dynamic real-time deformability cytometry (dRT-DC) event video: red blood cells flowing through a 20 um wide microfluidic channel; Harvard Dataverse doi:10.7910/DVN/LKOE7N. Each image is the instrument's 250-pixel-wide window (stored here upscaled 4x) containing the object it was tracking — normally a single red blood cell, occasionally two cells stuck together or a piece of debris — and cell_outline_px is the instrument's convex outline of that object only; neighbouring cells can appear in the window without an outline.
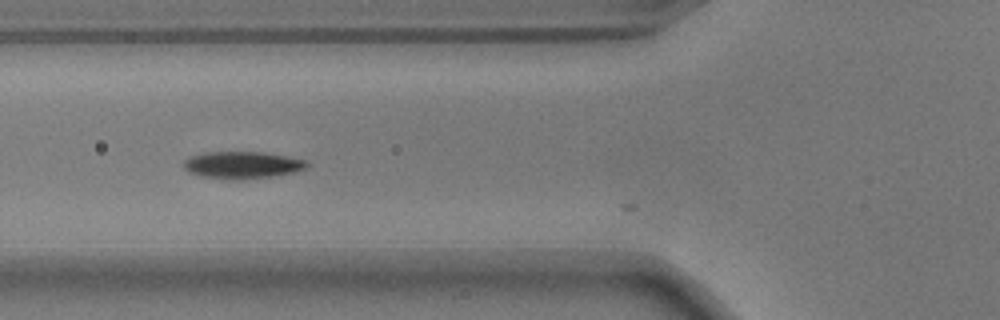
{"species": "common noctule bat (a hibernating species)", "species_latin": "Nyctalus noctula", "temperature_condition": "warm", "stored_images_in_passage": 6, "camera_frame_rate_fps": 3000, "um_per_image_px": 0.085, "animal": {"sex": "male", "body_mass_g": 17.9}, "frame": {"image": 1, "passage_image": 4, "time_ms": 1.0, "image_size_px": [1000, 320], "cell_outline_px": [[312, 164], [308, 168], [296, 172], [272, 176], [240, 180], [228, 180], [200, 176], [188, 172], [184, 168], [184, 160], [188, 156], [204, 152], [264, 152], [308, 160]], "centroid_in_image_um": [20.62, 14.03], "position_along_channel_um": 105.2, "area_um2": 19.94}}